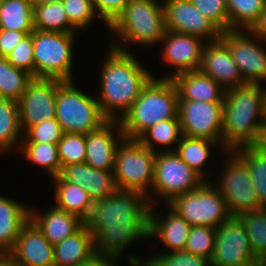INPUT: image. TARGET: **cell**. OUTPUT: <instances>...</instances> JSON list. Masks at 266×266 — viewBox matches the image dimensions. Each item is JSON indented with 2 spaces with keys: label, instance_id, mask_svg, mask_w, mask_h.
I'll use <instances>...</instances> for the list:
<instances>
[{
  "label": "cell",
  "instance_id": "6da1fadb",
  "mask_svg": "<svg viewBox=\"0 0 266 266\" xmlns=\"http://www.w3.org/2000/svg\"><path fill=\"white\" fill-rule=\"evenodd\" d=\"M148 201L143 192L120 189L94 201L85 226L94 235L96 252L118 258L132 241L149 238Z\"/></svg>",
  "mask_w": 266,
  "mask_h": 266
},
{
  "label": "cell",
  "instance_id": "7a4b0ae2",
  "mask_svg": "<svg viewBox=\"0 0 266 266\" xmlns=\"http://www.w3.org/2000/svg\"><path fill=\"white\" fill-rule=\"evenodd\" d=\"M112 44L102 67L101 94L97 101L108 120H119L154 76L120 44ZM115 111H120L121 116H116Z\"/></svg>",
  "mask_w": 266,
  "mask_h": 266
},
{
  "label": "cell",
  "instance_id": "3957f363",
  "mask_svg": "<svg viewBox=\"0 0 266 266\" xmlns=\"http://www.w3.org/2000/svg\"><path fill=\"white\" fill-rule=\"evenodd\" d=\"M265 94L261 84L247 83L225 90L222 117L225 150L260 144L265 127Z\"/></svg>",
  "mask_w": 266,
  "mask_h": 266
},
{
  "label": "cell",
  "instance_id": "277c9868",
  "mask_svg": "<svg viewBox=\"0 0 266 266\" xmlns=\"http://www.w3.org/2000/svg\"><path fill=\"white\" fill-rule=\"evenodd\" d=\"M178 110L179 94L174 81L153 77L119 123L126 139L137 140L158 122L179 117Z\"/></svg>",
  "mask_w": 266,
  "mask_h": 266
},
{
  "label": "cell",
  "instance_id": "5b68a950",
  "mask_svg": "<svg viewBox=\"0 0 266 266\" xmlns=\"http://www.w3.org/2000/svg\"><path fill=\"white\" fill-rule=\"evenodd\" d=\"M127 44H154L165 35V11L156 0H130L108 27Z\"/></svg>",
  "mask_w": 266,
  "mask_h": 266
},
{
  "label": "cell",
  "instance_id": "8992f818",
  "mask_svg": "<svg viewBox=\"0 0 266 266\" xmlns=\"http://www.w3.org/2000/svg\"><path fill=\"white\" fill-rule=\"evenodd\" d=\"M55 119L64 133L87 134L99 129L108 119L97 99L79 91L74 81L58 79Z\"/></svg>",
  "mask_w": 266,
  "mask_h": 266
},
{
  "label": "cell",
  "instance_id": "52a82bcc",
  "mask_svg": "<svg viewBox=\"0 0 266 266\" xmlns=\"http://www.w3.org/2000/svg\"><path fill=\"white\" fill-rule=\"evenodd\" d=\"M35 78L73 81L72 57L74 33L56 31L33 32Z\"/></svg>",
  "mask_w": 266,
  "mask_h": 266
},
{
  "label": "cell",
  "instance_id": "ba28073f",
  "mask_svg": "<svg viewBox=\"0 0 266 266\" xmlns=\"http://www.w3.org/2000/svg\"><path fill=\"white\" fill-rule=\"evenodd\" d=\"M124 141V143H122ZM115 155L114 175L120 190H137L145 195L154 181L155 156L138 140L121 139Z\"/></svg>",
  "mask_w": 266,
  "mask_h": 266
},
{
  "label": "cell",
  "instance_id": "9c48e42d",
  "mask_svg": "<svg viewBox=\"0 0 266 266\" xmlns=\"http://www.w3.org/2000/svg\"><path fill=\"white\" fill-rule=\"evenodd\" d=\"M205 181L199 188L176 196L168 206L191 226L217 228L230 217L226 201L218 188Z\"/></svg>",
  "mask_w": 266,
  "mask_h": 266
},
{
  "label": "cell",
  "instance_id": "30bf717a",
  "mask_svg": "<svg viewBox=\"0 0 266 266\" xmlns=\"http://www.w3.org/2000/svg\"><path fill=\"white\" fill-rule=\"evenodd\" d=\"M165 150L157 151L155 156L152 190L157 196L165 197L168 204L176 196L199 188L206 179L190 168L175 150Z\"/></svg>",
  "mask_w": 266,
  "mask_h": 266
},
{
  "label": "cell",
  "instance_id": "8fae6325",
  "mask_svg": "<svg viewBox=\"0 0 266 266\" xmlns=\"http://www.w3.org/2000/svg\"><path fill=\"white\" fill-rule=\"evenodd\" d=\"M229 155L230 161L227 159L229 163L217 186L229 213L231 216H238L240 213L263 208L259 204L248 166L233 150L229 151Z\"/></svg>",
  "mask_w": 266,
  "mask_h": 266
},
{
  "label": "cell",
  "instance_id": "7c38bea8",
  "mask_svg": "<svg viewBox=\"0 0 266 266\" xmlns=\"http://www.w3.org/2000/svg\"><path fill=\"white\" fill-rule=\"evenodd\" d=\"M178 116L184 136L222 143L223 102L179 100Z\"/></svg>",
  "mask_w": 266,
  "mask_h": 266
},
{
  "label": "cell",
  "instance_id": "4fadbf2b",
  "mask_svg": "<svg viewBox=\"0 0 266 266\" xmlns=\"http://www.w3.org/2000/svg\"><path fill=\"white\" fill-rule=\"evenodd\" d=\"M258 260L244 226L236 216L215 228V248L210 266H240Z\"/></svg>",
  "mask_w": 266,
  "mask_h": 266
},
{
  "label": "cell",
  "instance_id": "5bb4252c",
  "mask_svg": "<svg viewBox=\"0 0 266 266\" xmlns=\"http://www.w3.org/2000/svg\"><path fill=\"white\" fill-rule=\"evenodd\" d=\"M58 79L33 78L18 100L21 129L55 118Z\"/></svg>",
  "mask_w": 266,
  "mask_h": 266
},
{
  "label": "cell",
  "instance_id": "9a60e30c",
  "mask_svg": "<svg viewBox=\"0 0 266 266\" xmlns=\"http://www.w3.org/2000/svg\"><path fill=\"white\" fill-rule=\"evenodd\" d=\"M242 32L228 30L222 32L220 39L230 50L243 80L250 84H260V81H266V50Z\"/></svg>",
  "mask_w": 266,
  "mask_h": 266
},
{
  "label": "cell",
  "instance_id": "2e32d148",
  "mask_svg": "<svg viewBox=\"0 0 266 266\" xmlns=\"http://www.w3.org/2000/svg\"><path fill=\"white\" fill-rule=\"evenodd\" d=\"M166 30L194 35L211 42L220 39L222 31L207 19L191 0H165Z\"/></svg>",
  "mask_w": 266,
  "mask_h": 266
},
{
  "label": "cell",
  "instance_id": "e0dca14e",
  "mask_svg": "<svg viewBox=\"0 0 266 266\" xmlns=\"http://www.w3.org/2000/svg\"><path fill=\"white\" fill-rule=\"evenodd\" d=\"M6 256L16 266H55L53 245L31 220L22 227Z\"/></svg>",
  "mask_w": 266,
  "mask_h": 266
},
{
  "label": "cell",
  "instance_id": "ac0fdd59",
  "mask_svg": "<svg viewBox=\"0 0 266 266\" xmlns=\"http://www.w3.org/2000/svg\"><path fill=\"white\" fill-rule=\"evenodd\" d=\"M203 39L194 35L166 30L161 42L163 45V57L167 64L176 68L175 73L166 77L172 79L177 74L200 70L205 44Z\"/></svg>",
  "mask_w": 266,
  "mask_h": 266
},
{
  "label": "cell",
  "instance_id": "d6986e66",
  "mask_svg": "<svg viewBox=\"0 0 266 266\" xmlns=\"http://www.w3.org/2000/svg\"><path fill=\"white\" fill-rule=\"evenodd\" d=\"M200 71L219 83L225 90L247 84L230 50L221 39L204 46Z\"/></svg>",
  "mask_w": 266,
  "mask_h": 266
},
{
  "label": "cell",
  "instance_id": "ffe728a7",
  "mask_svg": "<svg viewBox=\"0 0 266 266\" xmlns=\"http://www.w3.org/2000/svg\"><path fill=\"white\" fill-rule=\"evenodd\" d=\"M115 126L118 128L114 134ZM116 133L118 137L115 136ZM115 138L119 139L118 141L125 139L119 120H108L99 129L87 133L85 163L95 169L114 171L115 155L119 145Z\"/></svg>",
  "mask_w": 266,
  "mask_h": 266
},
{
  "label": "cell",
  "instance_id": "44dd1931",
  "mask_svg": "<svg viewBox=\"0 0 266 266\" xmlns=\"http://www.w3.org/2000/svg\"><path fill=\"white\" fill-rule=\"evenodd\" d=\"M60 176L69 184L80 185L92 201L103 200L118 190L114 171H104L86 163L65 166Z\"/></svg>",
  "mask_w": 266,
  "mask_h": 266
},
{
  "label": "cell",
  "instance_id": "7402d4cb",
  "mask_svg": "<svg viewBox=\"0 0 266 266\" xmlns=\"http://www.w3.org/2000/svg\"><path fill=\"white\" fill-rule=\"evenodd\" d=\"M172 80L177 87L179 100L205 102H223L224 100L225 89L200 70L177 74Z\"/></svg>",
  "mask_w": 266,
  "mask_h": 266
},
{
  "label": "cell",
  "instance_id": "603a6c76",
  "mask_svg": "<svg viewBox=\"0 0 266 266\" xmlns=\"http://www.w3.org/2000/svg\"><path fill=\"white\" fill-rule=\"evenodd\" d=\"M42 216L35 214L30 208V220L53 246L74 235L85 225L78 216L55 206Z\"/></svg>",
  "mask_w": 266,
  "mask_h": 266
},
{
  "label": "cell",
  "instance_id": "cb8c5ba5",
  "mask_svg": "<svg viewBox=\"0 0 266 266\" xmlns=\"http://www.w3.org/2000/svg\"><path fill=\"white\" fill-rule=\"evenodd\" d=\"M149 209V238L159 236L164 246L171 249V252L185 251L186 241L191 230V225L176 213L171 207L169 214L164 220H158L153 214L154 211Z\"/></svg>",
  "mask_w": 266,
  "mask_h": 266
},
{
  "label": "cell",
  "instance_id": "d4e9b609",
  "mask_svg": "<svg viewBox=\"0 0 266 266\" xmlns=\"http://www.w3.org/2000/svg\"><path fill=\"white\" fill-rule=\"evenodd\" d=\"M29 220L30 208L0 195V255H6L15 246Z\"/></svg>",
  "mask_w": 266,
  "mask_h": 266
},
{
  "label": "cell",
  "instance_id": "484cf974",
  "mask_svg": "<svg viewBox=\"0 0 266 266\" xmlns=\"http://www.w3.org/2000/svg\"><path fill=\"white\" fill-rule=\"evenodd\" d=\"M53 247L55 266H77L96 253L94 235L85 225Z\"/></svg>",
  "mask_w": 266,
  "mask_h": 266
},
{
  "label": "cell",
  "instance_id": "4316f807",
  "mask_svg": "<svg viewBox=\"0 0 266 266\" xmlns=\"http://www.w3.org/2000/svg\"><path fill=\"white\" fill-rule=\"evenodd\" d=\"M55 181V207L78 216L84 222L88 219L93 201L80 185L67 183L60 175L52 178Z\"/></svg>",
  "mask_w": 266,
  "mask_h": 266
},
{
  "label": "cell",
  "instance_id": "83f0119b",
  "mask_svg": "<svg viewBox=\"0 0 266 266\" xmlns=\"http://www.w3.org/2000/svg\"><path fill=\"white\" fill-rule=\"evenodd\" d=\"M34 7L32 0H3L0 10V29L33 32Z\"/></svg>",
  "mask_w": 266,
  "mask_h": 266
},
{
  "label": "cell",
  "instance_id": "f1b7e54d",
  "mask_svg": "<svg viewBox=\"0 0 266 266\" xmlns=\"http://www.w3.org/2000/svg\"><path fill=\"white\" fill-rule=\"evenodd\" d=\"M242 149V150H241ZM233 150L248 166L259 204L266 208V150L260 145H248Z\"/></svg>",
  "mask_w": 266,
  "mask_h": 266
},
{
  "label": "cell",
  "instance_id": "f546056e",
  "mask_svg": "<svg viewBox=\"0 0 266 266\" xmlns=\"http://www.w3.org/2000/svg\"><path fill=\"white\" fill-rule=\"evenodd\" d=\"M34 7V28L42 31L75 33L62 2Z\"/></svg>",
  "mask_w": 266,
  "mask_h": 266
},
{
  "label": "cell",
  "instance_id": "4dcf8cb0",
  "mask_svg": "<svg viewBox=\"0 0 266 266\" xmlns=\"http://www.w3.org/2000/svg\"><path fill=\"white\" fill-rule=\"evenodd\" d=\"M33 76L12 66L6 57H0V98L18 101Z\"/></svg>",
  "mask_w": 266,
  "mask_h": 266
},
{
  "label": "cell",
  "instance_id": "1f68e13d",
  "mask_svg": "<svg viewBox=\"0 0 266 266\" xmlns=\"http://www.w3.org/2000/svg\"><path fill=\"white\" fill-rule=\"evenodd\" d=\"M226 3L230 30L248 31L258 21L266 0H226Z\"/></svg>",
  "mask_w": 266,
  "mask_h": 266
},
{
  "label": "cell",
  "instance_id": "d6a6232c",
  "mask_svg": "<svg viewBox=\"0 0 266 266\" xmlns=\"http://www.w3.org/2000/svg\"><path fill=\"white\" fill-rule=\"evenodd\" d=\"M216 142L204 138L182 136L177 145L178 156L204 179L203 164L209 158L210 147Z\"/></svg>",
  "mask_w": 266,
  "mask_h": 266
},
{
  "label": "cell",
  "instance_id": "836d02e7",
  "mask_svg": "<svg viewBox=\"0 0 266 266\" xmlns=\"http://www.w3.org/2000/svg\"><path fill=\"white\" fill-rule=\"evenodd\" d=\"M21 131L18 101L0 99V150L14 148Z\"/></svg>",
  "mask_w": 266,
  "mask_h": 266
},
{
  "label": "cell",
  "instance_id": "e575fe53",
  "mask_svg": "<svg viewBox=\"0 0 266 266\" xmlns=\"http://www.w3.org/2000/svg\"><path fill=\"white\" fill-rule=\"evenodd\" d=\"M21 145L20 150L28 160L48 170L52 178L60 175L58 143L23 142Z\"/></svg>",
  "mask_w": 266,
  "mask_h": 266
},
{
  "label": "cell",
  "instance_id": "d590c367",
  "mask_svg": "<svg viewBox=\"0 0 266 266\" xmlns=\"http://www.w3.org/2000/svg\"><path fill=\"white\" fill-rule=\"evenodd\" d=\"M244 226L254 255L266 252V208L240 213L236 216Z\"/></svg>",
  "mask_w": 266,
  "mask_h": 266
},
{
  "label": "cell",
  "instance_id": "8d00e7d4",
  "mask_svg": "<svg viewBox=\"0 0 266 266\" xmlns=\"http://www.w3.org/2000/svg\"><path fill=\"white\" fill-rule=\"evenodd\" d=\"M181 136V137H178ZM183 136L179 117L167 119L158 122L154 126L147 129L137 140L152 151H157L154 148V142L161 145L177 144Z\"/></svg>",
  "mask_w": 266,
  "mask_h": 266
},
{
  "label": "cell",
  "instance_id": "74e56055",
  "mask_svg": "<svg viewBox=\"0 0 266 266\" xmlns=\"http://www.w3.org/2000/svg\"><path fill=\"white\" fill-rule=\"evenodd\" d=\"M128 260L132 266H210L208 259L186 251L167 252L161 256L155 255L145 261L134 256Z\"/></svg>",
  "mask_w": 266,
  "mask_h": 266
},
{
  "label": "cell",
  "instance_id": "f35d334b",
  "mask_svg": "<svg viewBox=\"0 0 266 266\" xmlns=\"http://www.w3.org/2000/svg\"><path fill=\"white\" fill-rule=\"evenodd\" d=\"M61 170L71 164L85 163L86 134L64 133L58 142Z\"/></svg>",
  "mask_w": 266,
  "mask_h": 266
},
{
  "label": "cell",
  "instance_id": "ab89813d",
  "mask_svg": "<svg viewBox=\"0 0 266 266\" xmlns=\"http://www.w3.org/2000/svg\"><path fill=\"white\" fill-rule=\"evenodd\" d=\"M215 248V228L192 226L188 235L185 251L197 256L212 259Z\"/></svg>",
  "mask_w": 266,
  "mask_h": 266
},
{
  "label": "cell",
  "instance_id": "60d3db41",
  "mask_svg": "<svg viewBox=\"0 0 266 266\" xmlns=\"http://www.w3.org/2000/svg\"><path fill=\"white\" fill-rule=\"evenodd\" d=\"M21 142L58 143L64 131L59 122L53 118L29 127Z\"/></svg>",
  "mask_w": 266,
  "mask_h": 266
},
{
  "label": "cell",
  "instance_id": "b9f144b4",
  "mask_svg": "<svg viewBox=\"0 0 266 266\" xmlns=\"http://www.w3.org/2000/svg\"><path fill=\"white\" fill-rule=\"evenodd\" d=\"M33 34H27L6 56L8 62L15 68L30 73L35 78Z\"/></svg>",
  "mask_w": 266,
  "mask_h": 266
},
{
  "label": "cell",
  "instance_id": "7bdbcfd3",
  "mask_svg": "<svg viewBox=\"0 0 266 266\" xmlns=\"http://www.w3.org/2000/svg\"><path fill=\"white\" fill-rule=\"evenodd\" d=\"M191 2L222 32L230 30L226 0H191Z\"/></svg>",
  "mask_w": 266,
  "mask_h": 266
},
{
  "label": "cell",
  "instance_id": "ee69618b",
  "mask_svg": "<svg viewBox=\"0 0 266 266\" xmlns=\"http://www.w3.org/2000/svg\"><path fill=\"white\" fill-rule=\"evenodd\" d=\"M64 9L70 24L76 28H84L96 16L93 0H63Z\"/></svg>",
  "mask_w": 266,
  "mask_h": 266
},
{
  "label": "cell",
  "instance_id": "f6af8a7d",
  "mask_svg": "<svg viewBox=\"0 0 266 266\" xmlns=\"http://www.w3.org/2000/svg\"><path fill=\"white\" fill-rule=\"evenodd\" d=\"M130 0H93L94 10L109 27L123 12Z\"/></svg>",
  "mask_w": 266,
  "mask_h": 266
},
{
  "label": "cell",
  "instance_id": "bcb514c9",
  "mask_svg": "<svg viewBox=\"0 0 266 266\" xmlns=\"http://www.w3.org/2000/svg\"><path fill=\"white\" fill-rule=\"evenodd\" d=\"M30 33L32 32L0 29V57H6L14 47Z\"/></svg>",
  "mask_w": 266,
  "mask_h": 266
},
{
  "label": "cell",
  "instance_id": "7dc6e473",
  "mask_svg": "<svg viewBox=\"0 0 266 266\" xmlns=\"http://www.w3.org/2000/svg\"><path fill=\"white\" fill-rule=\"evenodd\" d=\"M118 261L115 257L95 253L90 258L80 262L77 266H115Z\"/></svg>",
  "mask_w": 266,
  "mask_h": 266
},
{
  "label": "cell",
  "instance_id": "c3c4849f",
  "mask_svg": "<svg viewBox=\"0 0 266 266\" xmlns=\"http://www.w3.org/2000/svg\"><path fill=\"white\" fill-rule=\"evenodd\" d=\"M247 33H249V35H253L251 37L259 39L256 42H262V40L263 42H266V3L258 21L253 25L250 30H248Z\"/></svg>",
  "mask_w": 266,
  "mask_h": 266
},
{
  "label": "cell",
  "instance_id": "681fc988",
  "mask_svg": "<svg viewBox=\"0 0 266 266\" xmlns=\"http://www.w3.org/2000/svg\"><path fill=\"white\" fill-rule=\"evenodd\" d=\"M0 266H16L6 255H0Z\"/></svg>",
  "mask_w": 266,
  "mask_h": 266
},
{
  "label": "cell",
  "instance_id": "f907efd6",
  "mask_svg": "<svg viewBox=\"0 0 266 266\" xmlns=\"http://www.w3.org/2000/svg\"><path fill=\"white\" fill-rule=\"evenodd\" d=\"M63 0H32L33 6H41L54 2H62Z\"/></svg>",
  "mask_w": 266,
  "mask_h": 266
},
{
  "label": "cell",
  "instance_id": "816d5d0a",
  "mask_svg": "<svg viewBox=\"0 0 266 266\" xmlns=\"http://www.w3.org/2000/svg\"><path fill=\"white\" fill-rule=\"evenodd\" d=\"M260 145L266 150V126L264 127V130H263V135H262Z\"/></svg>",
  "mask_w": 266,
  "mask_h": 266
},
{
  "label": "cell",
  "instance_id": "f5cc1de1",
  "mask_svg": "<svg viewBox=\"0 0 266 266\" xmlns=\"http://www.w3.org/2000/svg\"><path fill=\"white\" fill-rule=\"evenodd\" d=\"M240 266H258V260L248 262L246 264L240 265Z\"/></svg>",
  "mask_w": 266,
  "mask_h": 266
},
{
  "label": "cell",
  "instance_id": "db71d44e",
  "mask_svg": "<svg viewBox=\"0 0 266 266\" xmlns=\"http://www.w3.org/2000/svg\"><path fill=\"white\" fill-rule=\"evenodd\" d=\"M263 264H266V252H264L261 257L258 258Z\"/></svg>",
  "mask_w": 266,
  "mask_h": 266
},
{
  "label": "cell",
  "instance_id": "11a10c76",
  "mask_svg": "<svg viewBox=\"0 0 266 266\" xmlns=\"http://www.w3.org/2000/svg\"><path fill=\"white\" fill-rule=\"evenodd\" d=\"M265 126H266V94H265Z\"/></svg>",
  "mask_w": 266,
  "mask_h": 266
},
{
  "label": "cell",
  "instance_id": "9f6ffc18",
  "mask_svg": "<svg viewBox=\"0 0 266 266\" xmlns=\"http://www.w3.org/2000/svg\"><path fill=\"white\" fill-rule=\"evenodd\" d=\"M258 266H266V264H263V263L258 259Z\"/></svg>",
  "mask_w": 266,
  "mask_h": 266
},
{
  "label": "cell",
  "instance_id": "6f0895ef",
  "mask_svg": "<svg viewBox=\"0 0 266 266\" xmlns=\"http://www.w3.org/2000/svg\"><path fill=\"white\" fill-rule=\"evenodd\" d=\"M2 2H3V0H0V10H1V6H2Z\"/></svg>",
  "mask_w": 266,
  "mask_h": 266
}]
</instances>
